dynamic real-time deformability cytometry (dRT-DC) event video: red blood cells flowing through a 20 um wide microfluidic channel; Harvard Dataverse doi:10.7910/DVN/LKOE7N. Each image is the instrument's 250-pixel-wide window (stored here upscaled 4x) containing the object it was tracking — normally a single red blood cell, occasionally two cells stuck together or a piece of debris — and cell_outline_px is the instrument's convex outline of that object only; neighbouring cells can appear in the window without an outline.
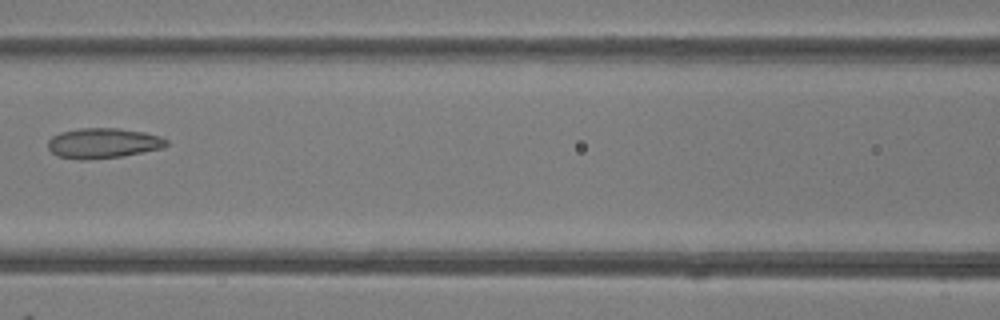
{"species": "common noctule bat (a hibernating species)", "species_latin": "Nyctalus noctula", "temperature_condition": "room temperature", "stored_images_in_passage": 3, "camera_frame_rate_fps": 3000, "um_per_image_px": 0.085, "animal": {"sex": "female"}, "frame": {"image": 1, "passage_image": 3, "time_ms": 2.333, "image_size_px": [1000, 320], "cell_outline_px": [[168, 144], [160, 148], [120, 156], [80, 160], [56, 156], [48, 148], [48, 140], [52, 136], [60, 132], [80, 128], [120, 128], [144, 132], [160, 136], [168, 140]], "centroid_in_image_um": [8.72, 12.15], "position_along_channel_um": 157.9, "area_um2": 20.69}}